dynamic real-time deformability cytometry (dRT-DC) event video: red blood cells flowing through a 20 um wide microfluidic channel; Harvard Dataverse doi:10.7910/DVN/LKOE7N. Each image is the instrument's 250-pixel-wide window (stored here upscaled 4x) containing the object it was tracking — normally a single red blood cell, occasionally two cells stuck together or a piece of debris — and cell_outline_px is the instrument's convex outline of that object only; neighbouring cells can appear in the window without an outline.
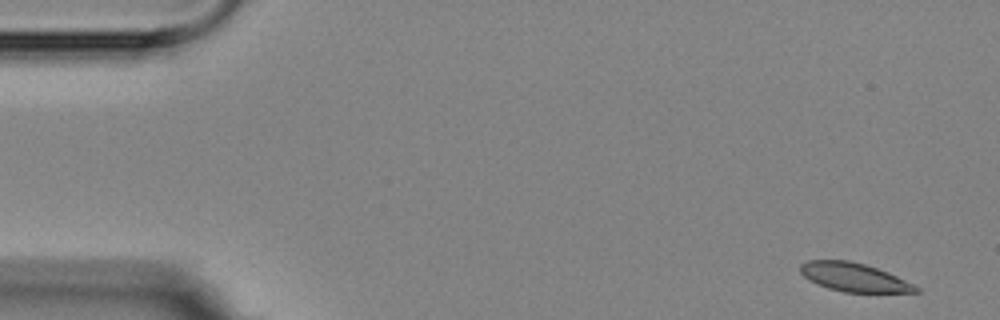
{"species": "Egyptian fruit bat (a non-hibernating species)", "species_latin": "Rousettus aegyptiacus", "temperature_condition": "room temperature", "stored_images_in_passage": 5, "camera_frame_rate_fps": 3000, "um_per_image_px": 0.085, "animal": {"sex": "female"}, "frame": {"image": 1, "passage_image": 1, "time_ms": 0.0, "image_size_px": [1000, 320], "cell_outline_px": [[920, 292], [844, 292], [828, 288], [816, 284], [808, 280], [800, 272], [800, 264], [808, 260], [848, 260], [864, 264], [888, 272], [920, 288]], "centroid_in_image_um": [72.54, 23.56], "position_along_channel_um": 12.5, "area_um2": 19.13}}